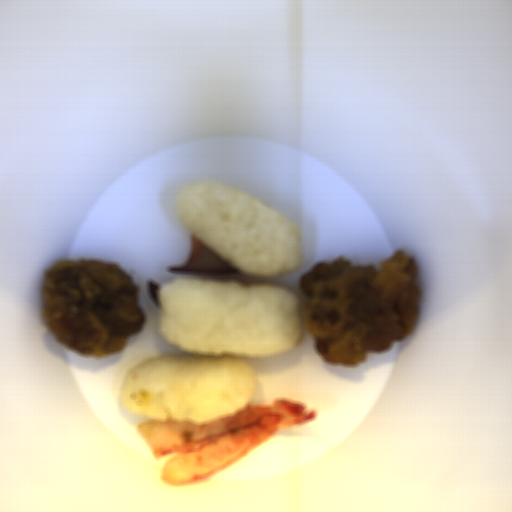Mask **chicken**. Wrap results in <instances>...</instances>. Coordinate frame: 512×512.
Returning <instances> with one entry per match:
<instances>
[{"label":"chicken","instance_id":"2","mask_svg":"<svg viewBox=\"0 0 512 512\" xmlns=\"http://www.w3.org/2000/svg\"><path fill=\"white\" fill-rule=\"evenodd\" d=\"M42 292L49 330L85 357L122 351L147 324L140 286L119 265L83 258L56 263Z\"/></svg>","mask_w":512,"mask_h":512},{"label":"chicken","instance_id":"1","mask_svg":"<svg viewBox=\"0 0 512 512\" xmlns=\"http://www.w3.org/2000/svg\"><path fill=\"white\" fill-rule=\"evenodd\" d=\"M418 277L416 257L399 249L378 265L342 256L301 274L306 323L324 360L356 367L405 339L420 315Z\"/></svg>","mask_w":512,"mask_h":512}]
</instances>
